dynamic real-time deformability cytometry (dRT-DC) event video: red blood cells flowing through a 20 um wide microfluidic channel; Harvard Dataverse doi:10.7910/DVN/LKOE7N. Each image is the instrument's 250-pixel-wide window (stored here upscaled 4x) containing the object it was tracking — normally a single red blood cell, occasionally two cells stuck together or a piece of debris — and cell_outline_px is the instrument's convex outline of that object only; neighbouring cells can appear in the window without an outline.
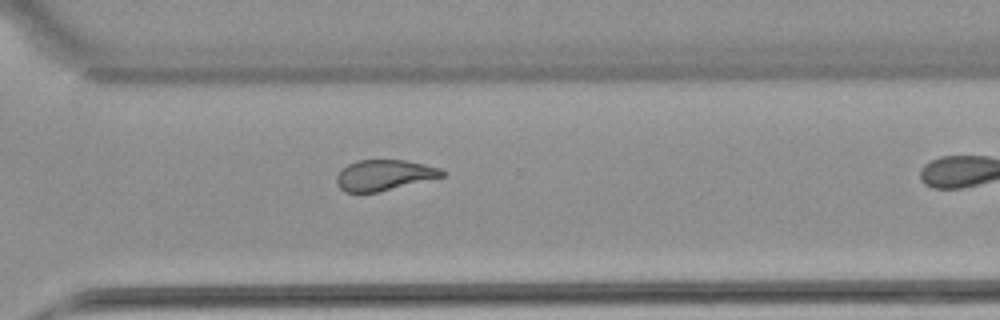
{"species": "common noctule bat (a hibernating species)", "species_latin": "Nyctalus noctula", "temperature_condition": "warm", "stored_images_in_passage": 31, "camera_frame_rate_fps": 3000, "um_per_image_px": 0.085, "animal": {"sex": "female", "body_mass_g": 22.7, "forearm_length_mm": 54.2}, "frame": {"image": 1, "passage_image": 27, "time_ms": 8.667, "image_size_px": [1000, 320], "cell_outline_px": [[444, 176], [376, 192], [344, 192], [336, 184], [336, 176], [348, 164], [356, 160], [404, 160], [424, 164], [440, 168], [444, 172]], "centroid_in_image_um": [32.61, 14.88], "position_along_channel_um": 338.0, "area_um2": 18.55}}